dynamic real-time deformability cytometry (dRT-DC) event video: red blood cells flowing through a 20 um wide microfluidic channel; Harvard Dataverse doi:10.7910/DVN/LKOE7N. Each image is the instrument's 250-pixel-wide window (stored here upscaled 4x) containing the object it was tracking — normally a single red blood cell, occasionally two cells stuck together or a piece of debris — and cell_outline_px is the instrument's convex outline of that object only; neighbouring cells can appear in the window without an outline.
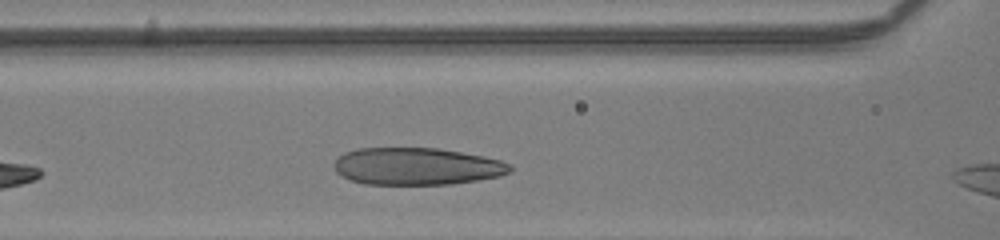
{"species": "human", "species_latin": "Homo sapiens", "temperature_condition": "room temperature", "stored_images_in_passage": 26, "camera_frame_rate_fps": 3000, "um_per_image_px": 0.085, "donor": {"sex": "male"}, "frame": {"image": 1, "passage_image": 7, "time_ms": 2.0, "image_size_px": [1000, 240], "cell_outline_px": [[512, 168], [508, 172], [500, 176], [452, 184], [364, 184], [352, 180], [336, 172], [336, 160], [344, 152], [356, 148], [436, 148], [484, 156], [500, 160], [512, 164]], "centroid_in_image_um": [35.45, 14.13], "position_along_channel_um": 131.2, "area_um2": 37.92}}
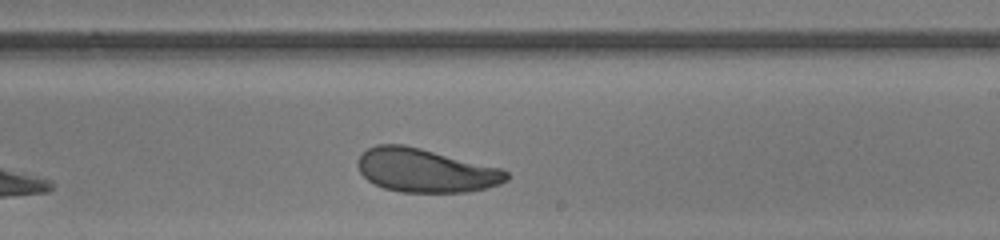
{"frame": {"image": 2, "passage_image": 16, "time_ms": 5.0, "image_size_px": [1000, 240], "cell_outline_px": [[508, 180], [500, 184], [484, 188], [464, 192], [400, 192], [384, 188], [368, 180], [360, 172], [356, 164], [356, 160], [368, 148], [376, 144], [404, 144], [500, 168], [508, 172]], "centroid_in_image_um": [36.13, 14.48], "position_along_channel_um": 252.9, "area_um2": 37.57}}
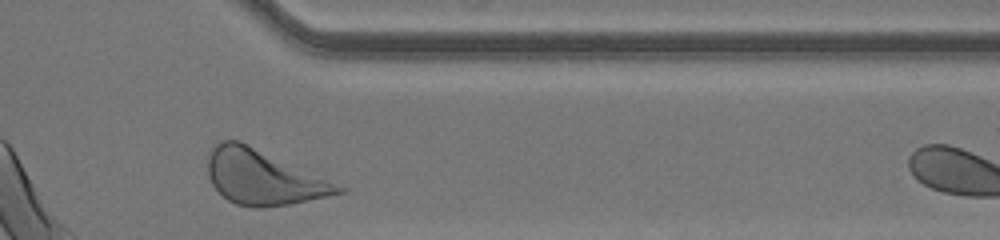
{"frame": {"image": 3, "passage_image": 26, "time_ms": 8.333, "image_size_px": [1000, 240], "cell_outline_px": [[348, 188], [344, 192], [308, 200], [288, 204], [260, 208], [252, 208], [236, 204], [228, 200], [212, 184], [208, 176], [208, 156], [212, 148], [220, 140], [240, 140]], "centroid_in_image_um": [22.36, 15.06], "position_along_channel_um": 389.0, "area_um2": 41.33}, "authors_computed_cell_mechanics": {"area_um2": 37.859, "velocity_mm_per_s": 4.0753, "shape_relaxation_time_tau1_ms": 2.7225, "shape_relaxation_time_tau2_ms": 2.81, "deformation_change_tau1": 0.1266, "deformation_change_tau2": 0.0829}}